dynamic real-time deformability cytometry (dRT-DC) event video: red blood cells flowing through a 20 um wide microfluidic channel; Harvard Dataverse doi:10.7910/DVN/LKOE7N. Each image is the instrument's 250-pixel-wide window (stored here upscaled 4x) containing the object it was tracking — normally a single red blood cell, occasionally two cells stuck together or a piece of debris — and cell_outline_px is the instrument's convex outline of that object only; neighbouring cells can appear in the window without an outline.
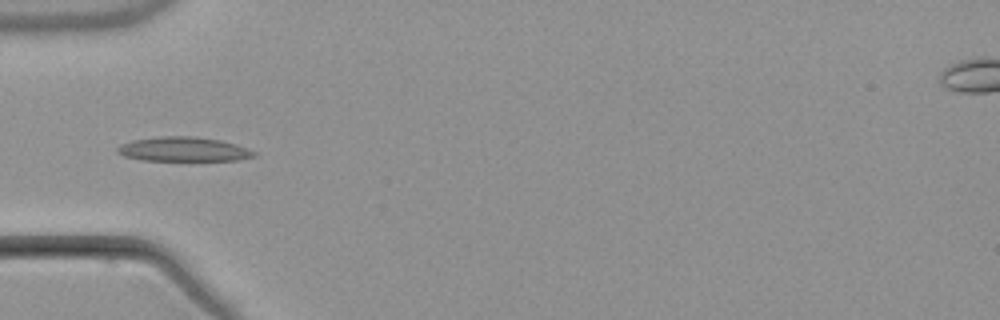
{"species": "common noctule bat (a hibernating species)", "species_latin": "Nyctalus noctula", "temperature_condition": "warm", "stored_images_in_passage": 5, "camera_frame_rate_fps": 3000, "um_per_image_px": 0.085, "animal": {"sex": "male", "body_mass_g": 21.5, "forearm_length_mm": 52.0}, "frame": {"image": 1, "passage_image": 5, "time_ms": 5.667, "image_size_px": [1000, 320], "cell_outline_px": [[256, 156], [240, 160], [140, 160], [124, 156], [116, 152], [116, 148], [120, 144], [132, 140], [160, 136], [192, 136], [220, 140], [236, 144], [256, 152]], "centroid_in_image_um": [15.57, 12.68], "position_along_channel_um": 69.4, "area_um2": 19.42}}